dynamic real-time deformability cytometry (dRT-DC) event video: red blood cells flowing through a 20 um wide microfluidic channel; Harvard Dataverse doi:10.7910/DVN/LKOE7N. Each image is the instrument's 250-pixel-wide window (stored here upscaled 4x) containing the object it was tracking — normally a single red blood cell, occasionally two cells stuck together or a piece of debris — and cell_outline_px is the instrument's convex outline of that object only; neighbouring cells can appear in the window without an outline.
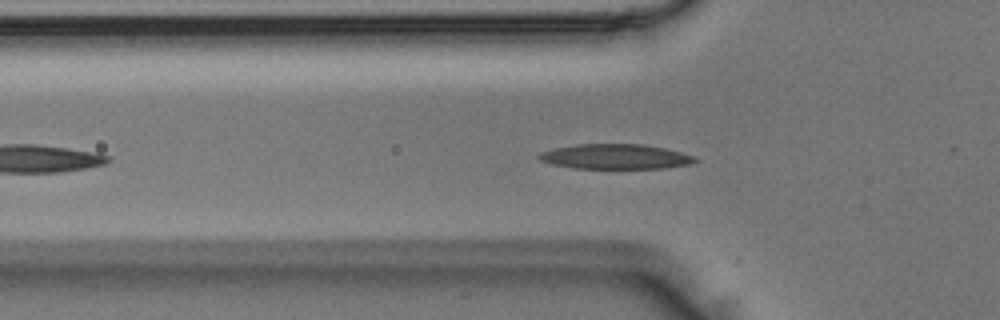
{"species": "Egyptian fruit bat (a non-hibernating species)", "species_latin": "Rousettus aegyptiacus", "temperature_condition": "room temperature", "stored_images_in_passage": 32, "camera_frame_rate_fps": 3000, "um_per_image_px": 0.085, "animal": {"sex": "male"}, "frame": {"image": 1, "passage_image": 7, "time_ms": 2.0, "image_size_px": [1000, 320], "cell_outline_px": [[700, 160], [688, 164], [664, 168], [576, 168], [552, 164], [540, 160], [536, 156], [540, 152], [552, 148], [576, 144], [644, 144], [664, 148], [696, 156]], "centroid_in_image_um": [52.3, 13.3], "position_along_channel_um": 73.5, "area_um2": 22.72}}
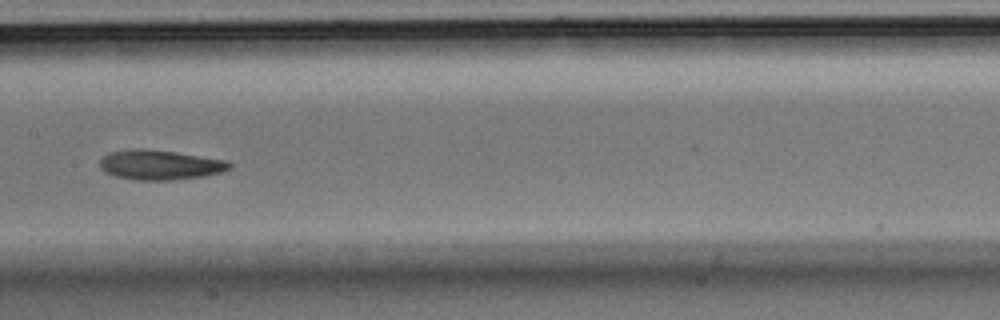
{"frame": {"image": 2, "passage_image": 16, "time_ms": 5.0, "image_size_px": [1000, 320], "cell_outline_px": [[232, 168], [220, 172], [204, 176], [176, 180], [136, 180], [116, 176], [104, 172], [100, 168], [100, 160], [108, 152], [132, 148], [144, 148], [176, 152], [228, 160], [232, 164]], "centroid_in_image_um": [13.6, 14.01], "position_along_channel_um": 193.8, "area_um2": 22.77}}
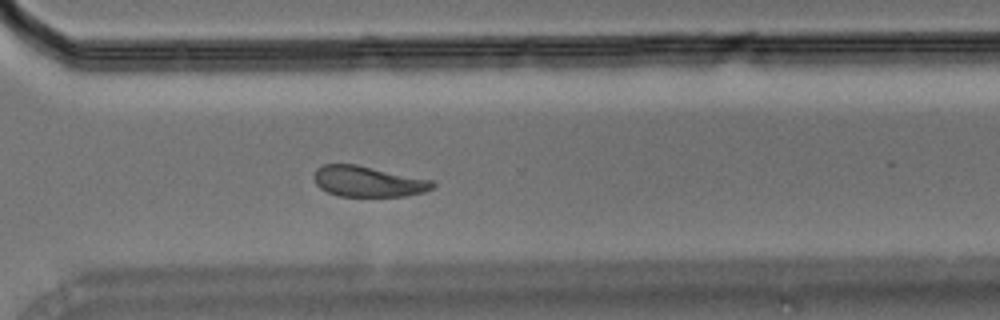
{"frame": {"image": 3, "passage_image": 27, "time_ms": 8.667, "image_size_px": [1000, 320], "cell_outline_px": [[436, 188], [424, 192], [404, 196], [340, 196], [328, 192], [320, 188], [316, 184], [312, 176], [316, 168], [324, 164], [356, 164], [432, 180], [436, 184]], "centroid_in_image_um": [31.28, 15.42], "position_along_channel_um": 339.3, "area_um2": 21.33}}